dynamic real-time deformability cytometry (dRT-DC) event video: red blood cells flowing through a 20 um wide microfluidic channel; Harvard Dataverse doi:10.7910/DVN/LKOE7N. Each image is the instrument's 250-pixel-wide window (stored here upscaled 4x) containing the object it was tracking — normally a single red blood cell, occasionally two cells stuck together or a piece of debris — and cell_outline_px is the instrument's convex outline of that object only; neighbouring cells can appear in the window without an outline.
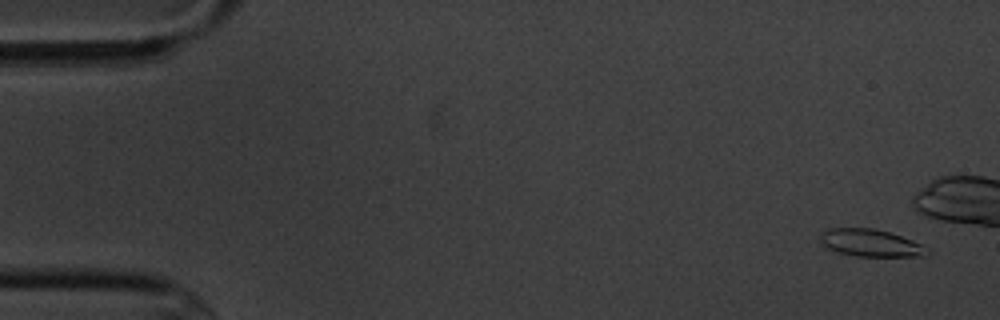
{"species": "common noctule bat (a hibernating species)", "species_latin": "Nyctalus noctula", "temperature_condition": "cold", "stored_images_in_passage": 6, "camera_frame_rate_fps": 3000, "um_per_image_px": 0.085, "animal": {"sex": "male", "body_mass_g": 20.1, "forearm_length_mm": 53.5}, "frame": {"image": 1, "passage_image": 1, "time_ms": 0.0, "image_size_px": [1000, 320], "cell_outline_px": [[928, 252], [924, 256], [856, 256], [836, 252], [820, 244], [820, 232], [828, 228], [872, 228], [888, 232], [912, 240], [928, 248]], "centroid_in_image_um": [73.93, 20.65], "position_along_channel_um": 11.1, "area_um2": 16.99}}